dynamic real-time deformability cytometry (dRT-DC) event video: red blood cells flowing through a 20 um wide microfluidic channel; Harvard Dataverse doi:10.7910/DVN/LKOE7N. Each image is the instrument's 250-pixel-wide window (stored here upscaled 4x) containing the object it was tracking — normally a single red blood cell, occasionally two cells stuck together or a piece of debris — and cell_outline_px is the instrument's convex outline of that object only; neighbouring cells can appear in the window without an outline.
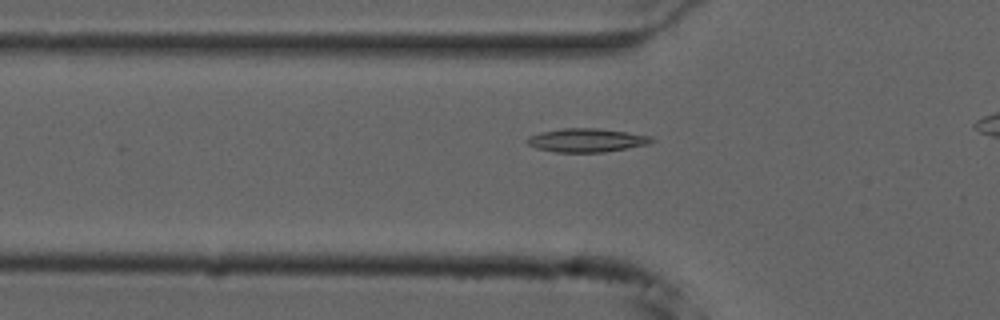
{"species": "common noctule bat (a hibernating species)", "species_latin": "Nyctalus noctula", "temperature_condition": "cold", "stored_images_in_passage": 43, "segment_of_instrument_passage": [1, 2], "camera_frame_rate_fps": 3000, "um_per_image_px": 0.085, "animal": {"sex": "male", "forearm_length_mm": 52.5}, "frame": {"image": 1, "passage_image": 16, "time_ms": 5.0, "image_size_px": [1000, 320], "cell_outline_px": [[656, 140], [648, 144], [628, 148], [604, 152], [556, 152], [536, 148], [528, 144], [524, 140], [528, 136], [540, 132], [564, 128], [596, 128], [652, 136]], "centroid_in_image_um": [49.84, 11.92], "position_along_channel_um": 76.0, "area_um2": 17.11}}
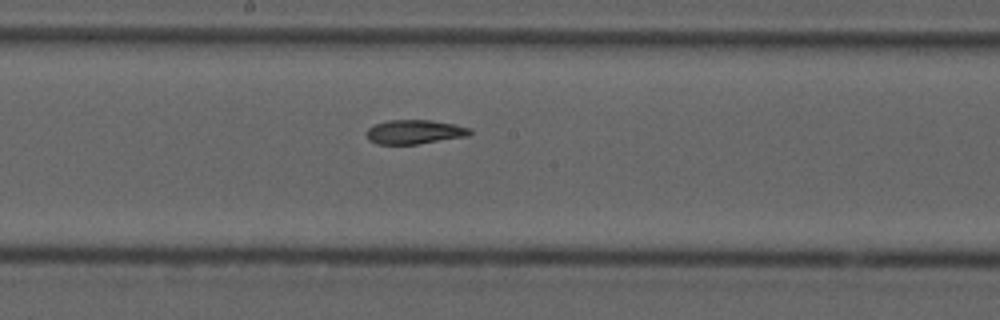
{"frame": {"image": 2, "passage_image": 27, "time_ms": 8.667, "image_size_px": [1000, 320], "cell_outline_px": [[472, 132], [468, 136], [416, 144], [376, 144], [368, 140], [368, 128], [376, 124], [388, 120], [428, 120], [456, 124], [472, 128]], "centroid_in_image_um": [35.27, 11.21], "position_along_channel_um": 212.9, "area_um2": 14.51}}
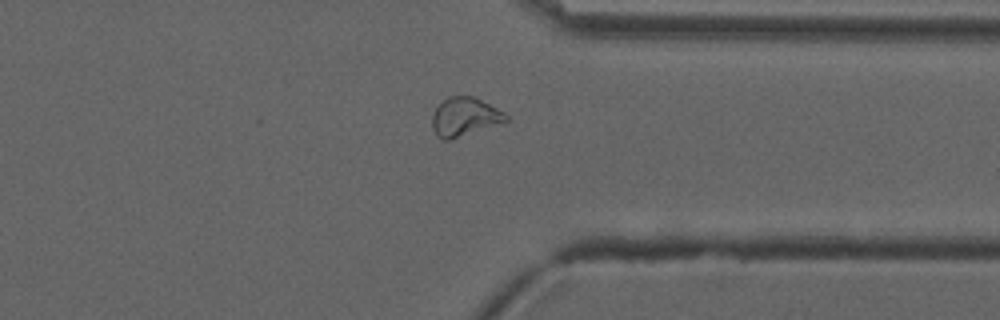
{"frame": {"image": 3, "passage_image": 40, "time_ms": 13.0, "image_size_px": [1000, 320], "cell_outline_px": [[508, 120], [448, 140], [444, 140], [436, 136], [432, 128], [432, 116], [436, 108], [448, 96], [472, 96], [504, 112], [508, 116]], "centroid_in_image_um": [39.45, 9.93], "position_along_channel_um": 372.0, "area_um2": 16.13}}